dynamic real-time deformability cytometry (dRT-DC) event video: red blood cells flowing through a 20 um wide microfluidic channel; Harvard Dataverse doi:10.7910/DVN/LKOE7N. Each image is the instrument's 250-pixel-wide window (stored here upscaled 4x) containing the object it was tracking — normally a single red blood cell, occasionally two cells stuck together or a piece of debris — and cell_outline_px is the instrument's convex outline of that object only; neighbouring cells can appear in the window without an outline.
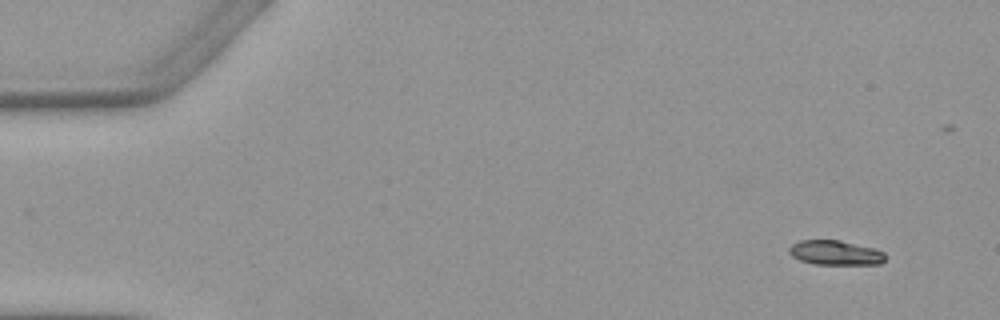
{"species": "Egyptian fruit bat (a non-hibernating species)", "species_latin": "Rousettus aegyptiacus", "temperature_condition": "warm", "stored_images_in_passage": 4, "camera_frame_rate_fps": 3000, "um_per_image_px": 0.085, "animal": {"sex": "female"}, "frame": {"image": 1, "passage_image": 1, "time_ms": 0.0, "image_size_px": [1000, 320], "cell_outline_px": [[884, 260], [880, 264], [812, 264], [800, 260], [792, 256], [788, 252], [788, 248], [792, 244], [800, 240], [840, 240], [876, 248], [884, 252]], "centroid_in_image_um": [70.99, 21.47], "position_along_channel_um": 14.0, "area_um2": 13.87}}
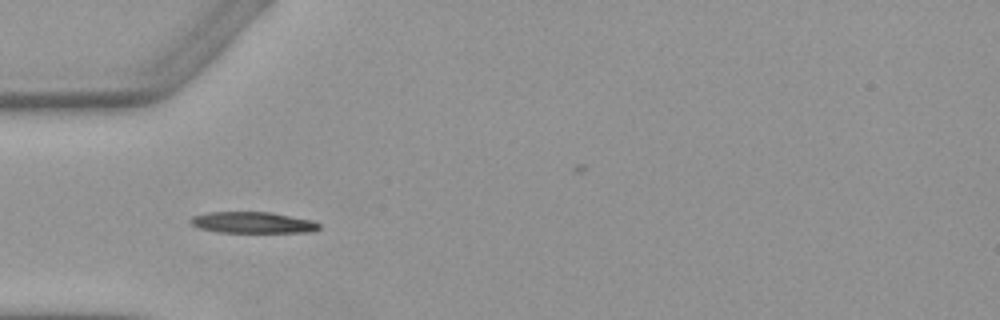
{"frame": {"image": 2, "passage_image": 4, "time_ms": 4.333, "image_size_px": [1000, 320], "cell_outline_px": [[320, 228], [312, 232], [220, 232], [200, 228], [192, 224], [188, 220], [192, 216], [208, 212], [272, 212], [312, 220], [320, 224]], "centroid_in_image_um": [21.49, 18.91], "position_along_channel_um": 63.5, "area_um2": 15.9}}